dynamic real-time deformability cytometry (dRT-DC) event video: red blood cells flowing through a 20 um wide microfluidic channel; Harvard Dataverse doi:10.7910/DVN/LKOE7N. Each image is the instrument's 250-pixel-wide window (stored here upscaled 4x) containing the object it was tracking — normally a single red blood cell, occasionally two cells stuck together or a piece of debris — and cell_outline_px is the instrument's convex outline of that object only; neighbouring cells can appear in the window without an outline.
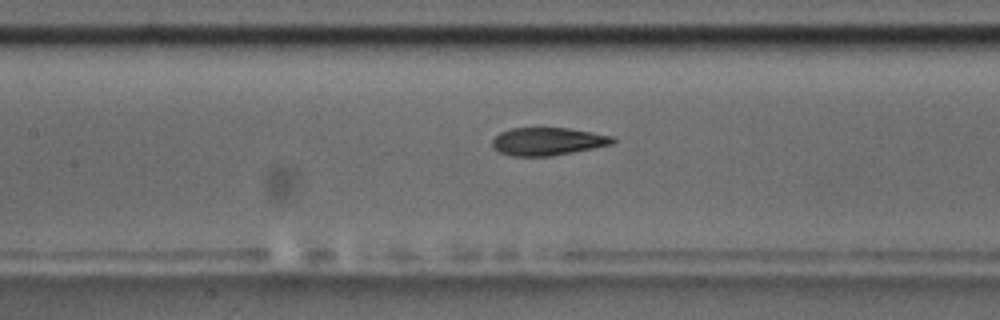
{"species": "common noctule bat (a hibernating species)", "species_latin": "Nyctalus noctula", "temperature_condition": "room temperature", "stored_images_in_passage": 39, "camera_frame_rate_fps": 3000, "um_per_image_px": 0.085, "animal": {"sex": "male", "body_mass_g": 17.5, "forearm_length_mm": 52.3}, "frame": {"image": 1, "passage_image": 19, "time_ms": 6.0, "image_size_px": [1000, 320], "cell_outline_px": [[616, 140], [612, 144], [552, 156], [512, 156], [500, 152], [492, 148], [492, 140], [500, 132], [512, 128], [568, 128], [592, 132], [612, 136]], "centroid_in_image_um": [46.53, 12.02], "position_along_channel_um": 160.9, "area_um2": 19.42}}
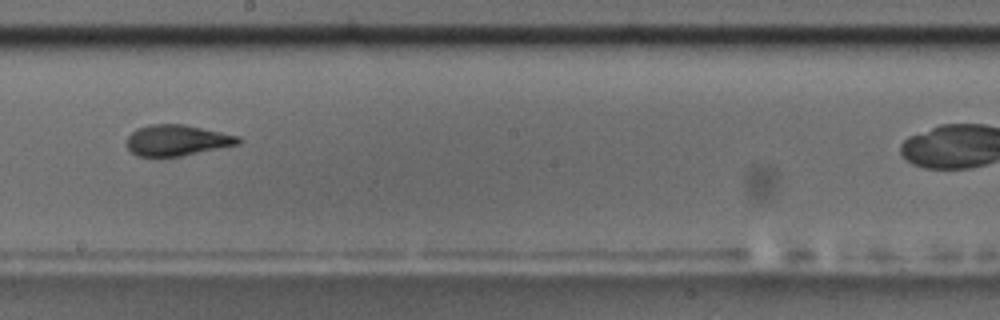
{"frame": {"image": 2, "passage_image": 25, "time_ms": 8.0, "image_size_px": [1000, 320], "cell_outline_px": [[244, 140], [240, 144], [180, 156], [136, 156], [128, 148], [128, 136], [136, 128], [148, 124], [184, 124], [240, 136]], "centroid_in_image_um": [15.08, 11.91], "position_along_channel_um": 233.1, "area_um2": 20.11}}
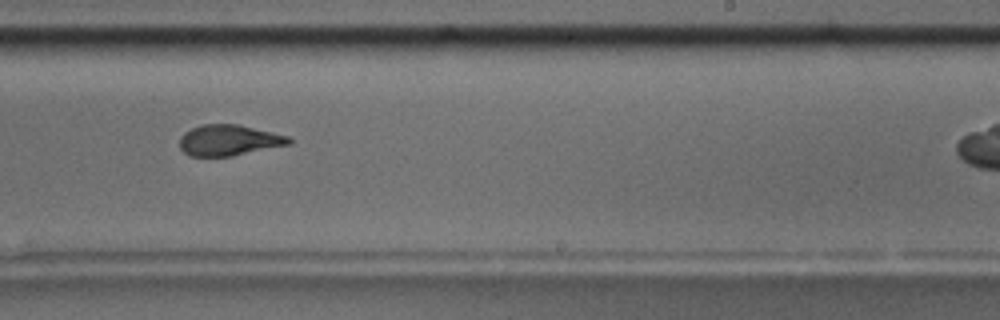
{"frame": {"image": 3, "passage_image": 28, "time_ms": 9.0, "image_size_px": [1000, 320], "cell_outline_px": [[292, 140], [288, 144], [232, 156], [188, 156], [180, 148], [180, 136], [184, 132], [200, 124], [236, 124], [272, 132], [288, 136]], "centroid_in_image_um": [19.4, 11.92], "position_along_channel_um": 269.6, "area_um2": 19.48}}